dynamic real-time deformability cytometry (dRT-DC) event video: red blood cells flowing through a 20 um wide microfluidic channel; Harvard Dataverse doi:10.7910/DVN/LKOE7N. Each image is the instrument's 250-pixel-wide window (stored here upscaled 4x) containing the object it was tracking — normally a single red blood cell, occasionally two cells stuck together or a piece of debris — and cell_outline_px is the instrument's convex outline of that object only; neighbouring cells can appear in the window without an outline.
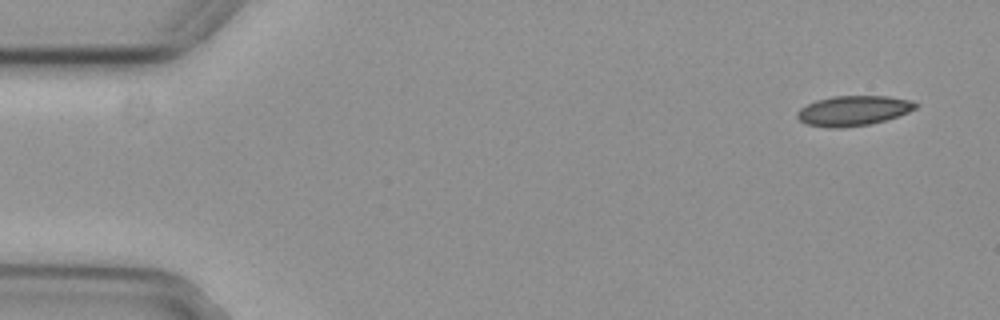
{"species": "common noctule bat (a hibernating species)", "species_latin": "Nyctalus noctula", "temperature_condition": "cold", "stored_images_in_passage": 6, "camera_frame_rate_fps": 3000, "um_per_image_px": 0.085, "animal": {"sex": "female", "body_mass_g": 29.2, "forearm_length_mm": 56.3}, "frame": {"image": 1, "passage_image": 1, "time_ms": 0.0, "image_size_px": [1000, 320], "cell_outline_px": [[920, 104], [916, 108], [908, 112], [872, 124], [840, 128], [828, 128], [804, 124], [796, 116], [796, 112], [800, 108], [816, 100], [832, 96], [888, 96], [912, 100]], "centroid_in_image_um": [72.52, 9.41], "position_along_channel_um": 12.5, "area_um2": 20.87}}
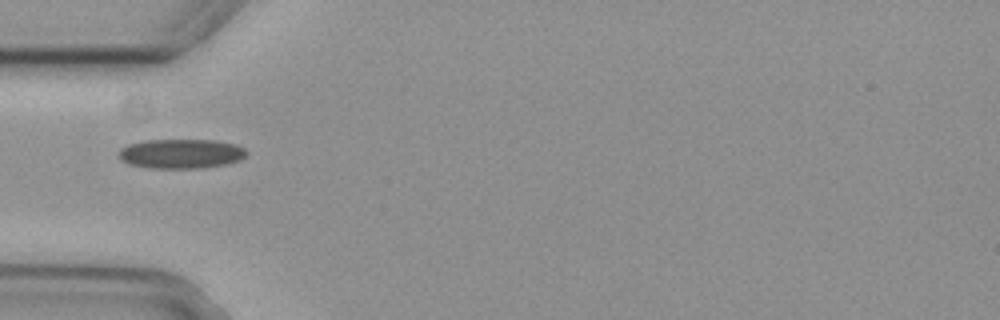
{"frame": {"image": 2, "passage_image": 5, "time_ms": 1.333, "image_size_px": [1000, 320], "cell_outline_px": [[248, 152], [240, 160], [224, 164], [204, 168], [152, 168], [128, 164], [120, 160], [120, 148], [128, 144], [144, 140], [212, 140], [236, 144], [244, 148]], "centroid_in_image_um": [15.38, 13.06], "position_along_channel_um": 69.6, "area_um2": 21.96}}
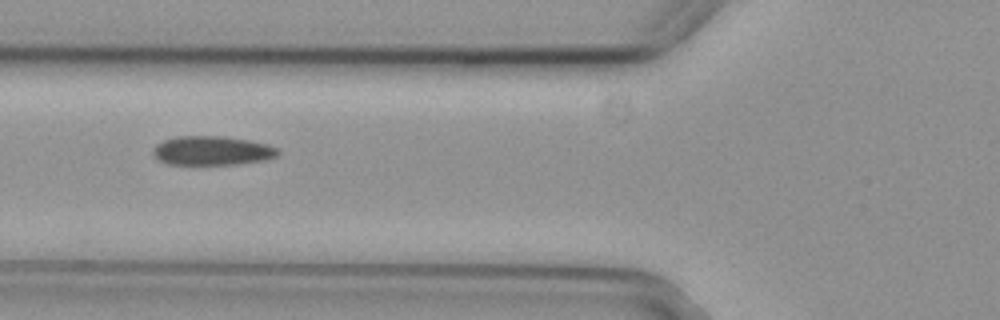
{"frame": {"image": 3, "passage_image": 6, "time_ms": 1.667, "image_size_px": [1000, 320], "cell_outline_px": [[280, 152], [276, 156], [264, 160], [236, 164], [168, 164], [160, 160], [152, 152], [152, 148], [156, 144], [164, 140], [176, 136], [224, 136], [248, 140], [268, 144], [276, 148]], "centroid_in_image_um": [18.02, 12.79], "position_along_channel_um": 107.8, "area_um2": 21.1}}